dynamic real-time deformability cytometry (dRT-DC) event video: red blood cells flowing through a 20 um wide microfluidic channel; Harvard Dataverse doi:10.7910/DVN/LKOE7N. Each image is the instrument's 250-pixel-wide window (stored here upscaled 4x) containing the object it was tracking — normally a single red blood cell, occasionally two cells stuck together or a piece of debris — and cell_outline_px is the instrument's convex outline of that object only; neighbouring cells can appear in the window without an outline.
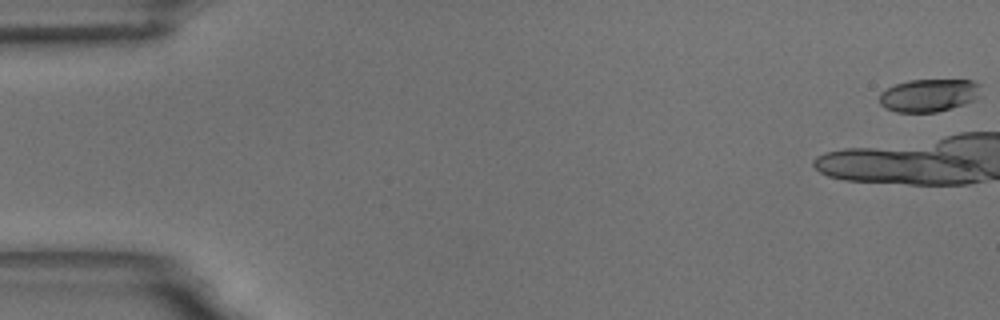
{"species": "common noctule bat (a hibernating species)", "species_latin": "Nyctalus noctula", "temperature_condition": "room temperature", "stored_images_in_passage": 42, "camera_frame_rate_fps": 3000, "um_per_image_px": 0.085, "animal": {"sex": "male", "body_mass_g": 18.8}, "frame": {"image": 1, "passage_image": 1, "time_ms": 0.0, "image_size_px": [1000, 320], "cell_outline_px": [[984, 96], [964, 104], [936, 112], [896, 112], [884, 108], [880, 104], [880, 92], [896, 84], [908, 80], [972, 80], [980, 84]], "centroid_in_image_um": [79.01, 8.1], "position_along_channel_um": 6.0, "area_um2": 19.65}}